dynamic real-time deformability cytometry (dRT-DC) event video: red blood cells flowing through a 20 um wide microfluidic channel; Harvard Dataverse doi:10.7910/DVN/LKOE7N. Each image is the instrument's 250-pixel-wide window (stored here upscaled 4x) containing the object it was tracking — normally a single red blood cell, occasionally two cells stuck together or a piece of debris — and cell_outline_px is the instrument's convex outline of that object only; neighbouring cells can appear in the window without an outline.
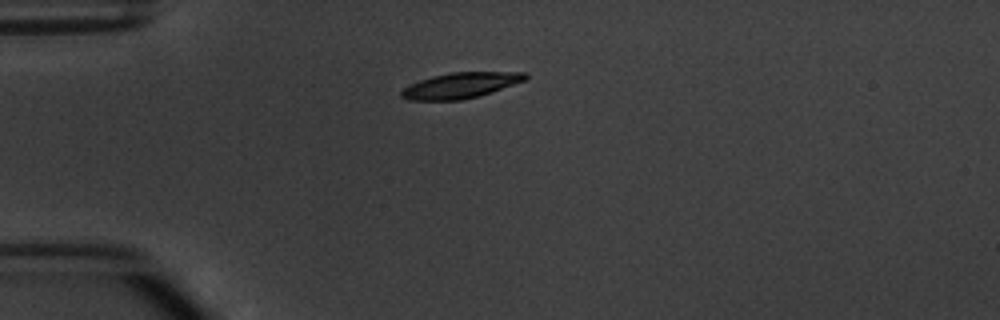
{"species": "common noctule bat (a hibernating species)", "species_latin": "Nyctalus noctula", "temperature_condition": "warm", "stored_images_in_passage": 3, "camera_frame_rate_fps": 3000, "um_per_image_px": 0.085, "animal": {"sex": "male", "body_mass_g": 20.1, "forearm_length_mm": 53.5}, "frame": {"image": 1, "passage_image": 1, "time_ms": 0.0, "image_size_px": [1000, 320], "cell_outline_px": [[528, 76], [524, 80], [492, 92], [460, 100], [408, 100], [400, 96], [400, 92], [404, 88], [420, 80], [432, 76], [448, 72], [528, 72]], "centroid_in_image_um": [39.13, 7.25], "position_along_channel_um": 45.9, "area_um2": 18.32}}